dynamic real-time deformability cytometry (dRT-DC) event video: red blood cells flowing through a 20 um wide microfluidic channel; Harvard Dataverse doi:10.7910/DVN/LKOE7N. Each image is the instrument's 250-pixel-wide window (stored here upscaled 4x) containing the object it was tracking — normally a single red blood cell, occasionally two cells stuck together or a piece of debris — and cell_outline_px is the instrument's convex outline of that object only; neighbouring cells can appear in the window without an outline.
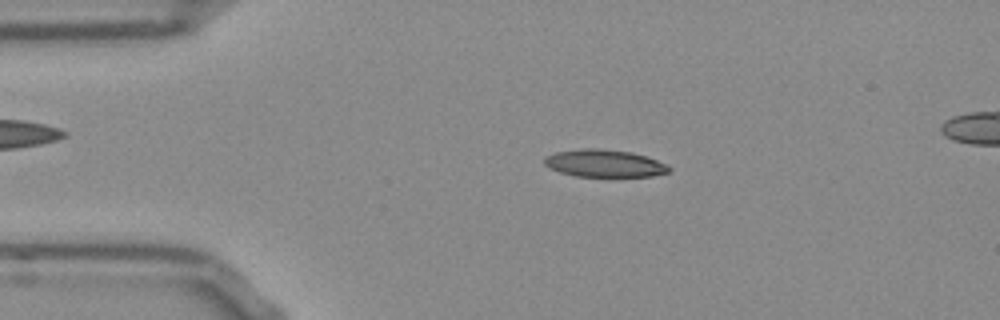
{"species": "Egyptian fruit bat (a non-hibernating species)", "species_latin": "Rousettus aegyptiacus", "temperature_condition": "room temperature", "stored_images_in_passage": 44, "camera_frame_rate_fps": 3000, "um_per_image_px": 0.085, "frame": {"image": 1, "passage_image": 2, "time_ms": 0.333, "image_size_px": [1000, 320], "cell_outline_px": [[672, 168], [668, 172], [652, 176], [576, 176], [560, 172], [548, 168], [544, 164], [544, 156], [556, 152], [584, 148], [596, 148], [632, 152], [656, 160]], "centroid_in_image_um": [51.32, 13.88], "position_along_channel_um": 33.7, "area_um2": 19.77}}
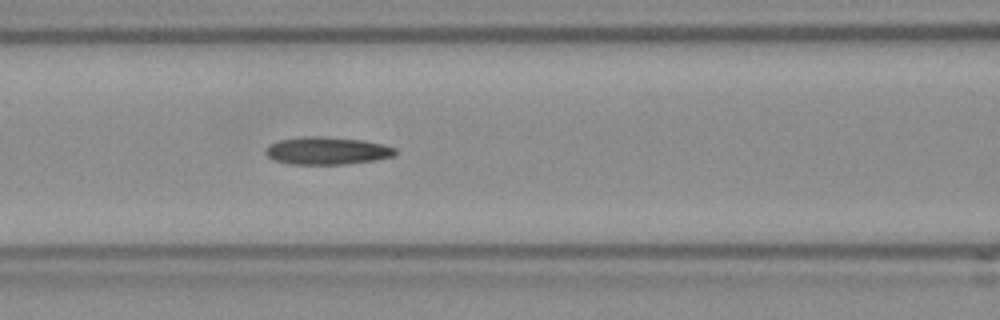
{"frame": {"image": 2, "passage_image": 13, "time_ms": 4.0, "image_size_px": [1000, 320], "cell_outline_px": [[396, 152], [392, 156], [376, 160], [344, 164], [292, 164], [276, 160], [268, 156], [264, 152], [268, 144], [280, 140], [304, 136], [320, 136], [360, 140], [380, 144], [396, 148]], "centroid_in_image_um": [27.76, 12.81], "position_along_channel_um": 138.8, "area_um2": 20.58}}
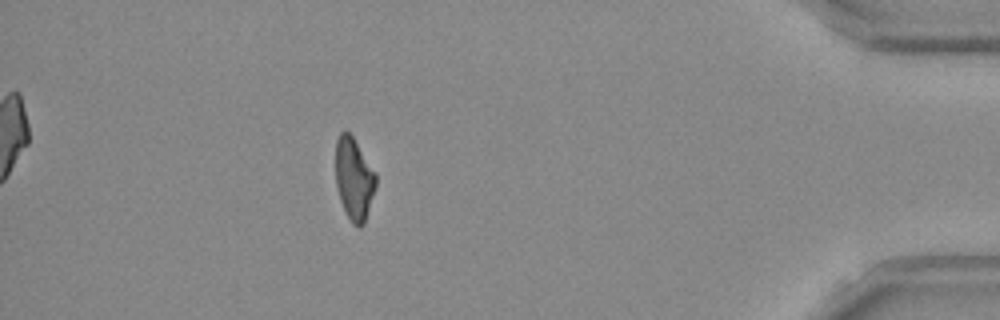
{"frame": {"image": 3, "passage_image": 38, "time_ms": 12.333, "image_size_px": [1000, 320], "cell_outline_px": [[376, 184], [364, 224], [360, 228], [352, 224], [340, 200], [336, 184], [336, 140], [340, 132], [344, 128], [352, 136], [376, 176]], "centroid_in_image_um": [30.06, 15.21], "position_along_channel_um": 405.1, "area_um2": 18.84}, "authors_computed_cell_mechanics": {"area_um2": 20.2589, "velocity_mm_per_s": 3.8299, "shape_relaxation_time_tau1_ms": null, "shape_relaxation_time_tau2_ms": 6.3973, "deformation_change_tau1": null, "deformation_change_tau2": 0.1786}}